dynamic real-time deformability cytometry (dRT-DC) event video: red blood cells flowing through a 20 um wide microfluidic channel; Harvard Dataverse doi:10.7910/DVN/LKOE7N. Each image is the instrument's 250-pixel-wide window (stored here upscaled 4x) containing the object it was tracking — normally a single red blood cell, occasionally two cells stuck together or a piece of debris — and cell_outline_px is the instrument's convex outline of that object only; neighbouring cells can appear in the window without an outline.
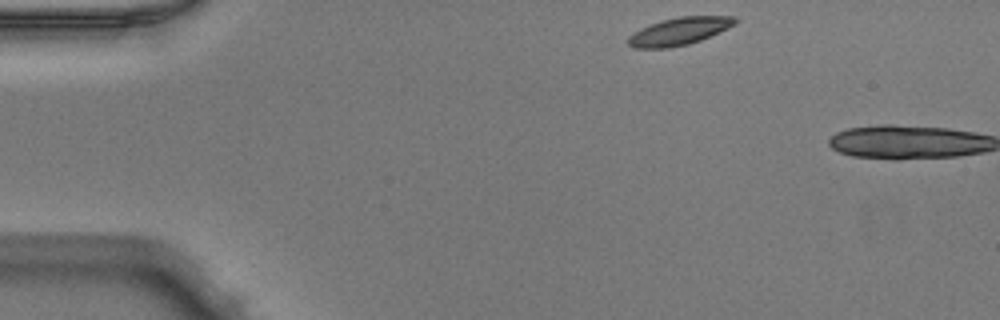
{"species": "Egyptian fruit bat (a non-hibernating species)", "species_latin": "Rousettus aegyptiacus", "temperature_condition": "warm", "stored_images_in_passage": 2, "camera_frame_rate_fps": 3000, "um_per_image_px": 0.085, "animal": {"sex": "male"}, "frame": {"image": 1, "passage_image": 1, "time_ms": 0.0, "image_size_px": [1000, 320], "cell_outline_px": [[740, 20], [736, 24], [728, 28], [700, 40], [688, 44], [668, 48], [636, 48], [628, 44], [628, 36], [640, 28], [660, 20], [680, 16], [736, 16]], "centroid_in_image_um": [57.76, 2.64], "position_along_channel_um": 27.2, "area_um2": 17.22}}